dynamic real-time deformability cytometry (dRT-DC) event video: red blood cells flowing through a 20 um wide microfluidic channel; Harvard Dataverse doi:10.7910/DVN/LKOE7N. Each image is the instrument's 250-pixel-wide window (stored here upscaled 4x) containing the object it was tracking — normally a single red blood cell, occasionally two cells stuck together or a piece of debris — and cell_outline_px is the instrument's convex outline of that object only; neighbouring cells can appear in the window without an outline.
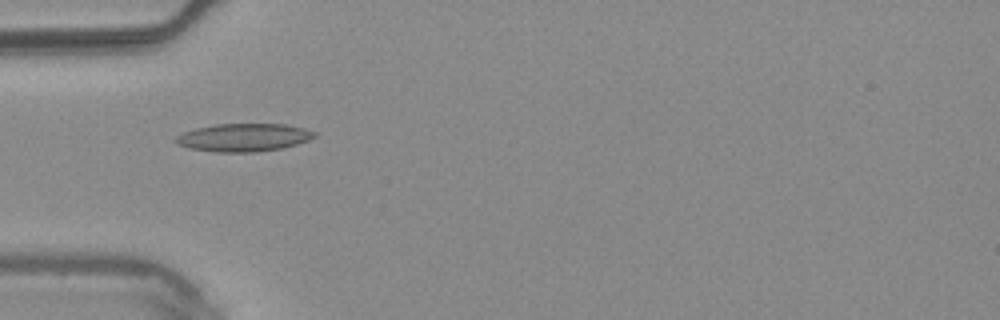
{"species": "common noctule bat (a hibernating species)", "species_latin": "Nyctalus noctula", "temperature_condition": "warm", "stored_images_in_passage": 8, "camera_frame_rate_fps": 3000, "um_per_image_px": 0.085, "animal": {"sex": "male", "body_mass_g": 20.4}, "frame": {"image": 1, "passage_image": 6, "time_ms": 1.667, "image_size_px": [1000, 320], "cell_outline_px": [[316, 136], [308, 140], [284, 148], [256, 152], [216, 152], [188, 148], [176, 144], [172, 140], [176, 136], [184, 132], [196, 128], [216, 124], [284, 124], [304, 128], [316, 132]], "centroid_in_image_um": [20.68, 11.69], "position_along_channel_um": 64.3, "area_um2": 22.72}}